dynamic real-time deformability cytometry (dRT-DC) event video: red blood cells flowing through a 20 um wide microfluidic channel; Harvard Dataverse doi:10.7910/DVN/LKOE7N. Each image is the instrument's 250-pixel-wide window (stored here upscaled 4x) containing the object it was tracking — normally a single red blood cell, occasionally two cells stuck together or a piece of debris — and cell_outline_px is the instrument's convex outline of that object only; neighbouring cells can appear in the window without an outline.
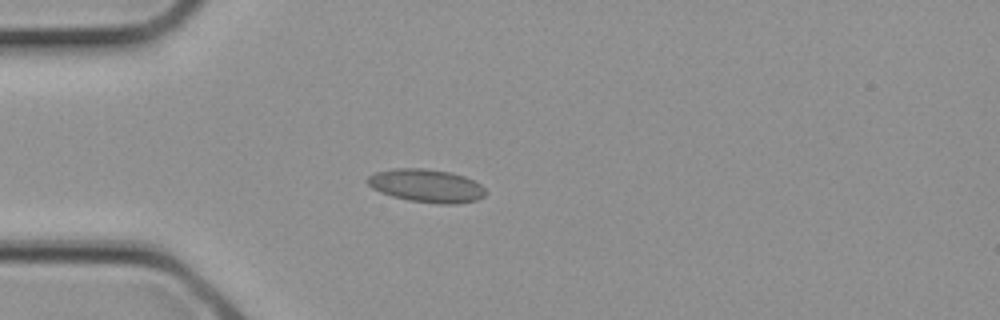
{"species": "common noctule bat (a hibernating species)", "species_latin": "Nyctalus noctula", "temperature_condition": "cold", "stored_images_in_passage": 2, "camera_frame_rate_fps": 3000, "um_per_image_px": 0.085, "animal": {"sex": "female", "body_mass_g": 21.9}, "frame": {"image": 1, "passage_image": 2, "time_ms": 0.333, "image_size_px": [1000, 320], "cell_outline_px": [[488, 192], [484, 196], [476, 200], [456, 204], [440, 204], [408, 200], [392, 196], [380, 192], [372, 188], [364, 180], [368, 176], [376, 172], [392, 168], [424, 168], [448, 172], [464, 176], [480, 184]], "centroid_in_image_um": [36.23, 15.79], "position_along_channel_um": 48.8, "area_um2": 22.89}}